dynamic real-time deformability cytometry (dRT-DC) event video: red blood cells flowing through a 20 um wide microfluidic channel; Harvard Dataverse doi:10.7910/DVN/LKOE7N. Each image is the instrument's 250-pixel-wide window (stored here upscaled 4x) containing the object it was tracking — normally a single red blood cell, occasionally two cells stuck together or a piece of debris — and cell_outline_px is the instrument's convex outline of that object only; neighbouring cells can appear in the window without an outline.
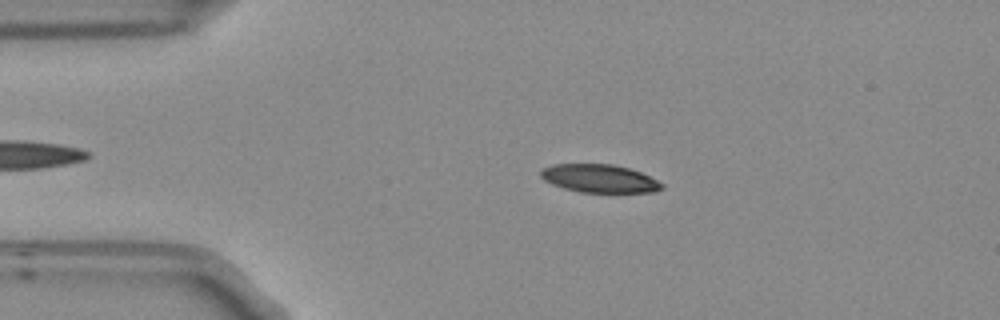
{"species": "Egyptian fruit bat (a non-hibernating species)", "species_latin": "Rousettus aegyptiacus", "temperature_condition": "room temperature", "stored_images_in_passage": 47, "camera_frame_rate_fps": 3000, "um_per_image_px": 0.085, "frame": {"image": 1, "passage_image": 10, "time_ms": 3.0, "image_size_px": [1000, 320], "cell_outline_px": [[664, 188], [656, 192], [580, 192], [564, 188], [552, 184], [544, 180], [540, 176], [540, 172], [544, 168], [552, 164], [612, 164], [628, 168], [640, 172], [664, 184]], "centroid_in_image_um": [50.95, 15.17], "position_along_channel_um": 34.0, "area_um2": 19.77}}
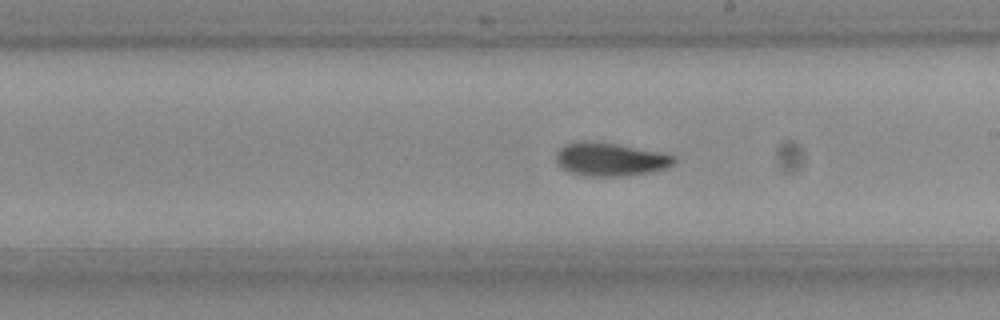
{"frame": {"image": 2, "passage_image": 29, "time_ms": 9.333, "image_size_px": [1000, 320], "cell_outline_px": [[676, 160], [672, 164], [664, 168], [648, 172], [624, 176], [584, 176], [572, 172], [564, 168], [556, 160], [556, 152], [564, 144], [584, 140], [616, 144], [660, 152], [676, 156]], "centroid_in_image_um": [51.86, 13.53], "position_along_channel_um": 237.1, "area_um2": 22.6}}
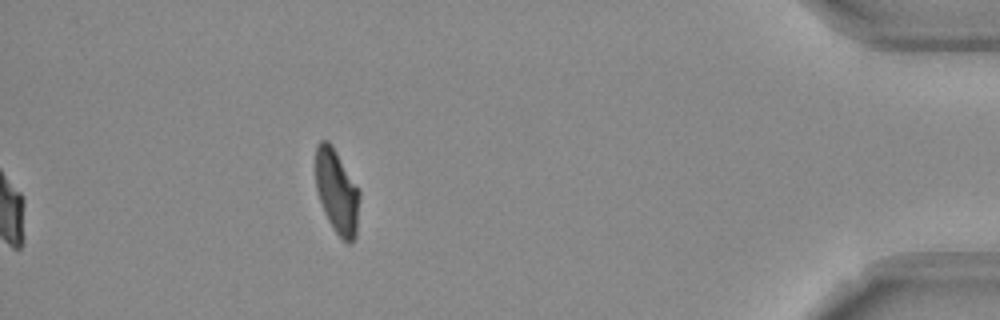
{"frame": {"image": 3, "passage_image": 47, "time_ms": 15.333, "image_size_px": [1000, 320], "cell_outline_px": [[360, 196], [356, 236], [352, 244], [348, 244], [332, 228], [324, 212], [316, 188], [316, 144], [320, 140], [328, 140], [332, 144], [360, 192]], "centroid_in_image_um": [28.64, 16.3], "position_along_channel_um": 406.6, "area_um2": 21.5}, "authors_computed_cell_mechanics": {"area_um2": 22.3108, "velocity_mm_per_s": 3.7586, "shape_relaxation_time_tau1_ms": 3.7708, "shape_relaxation_time_tau2_ms": 4.5448, "deformation_change_tau1": 0.1484, "deformation_change_tau2": 0.0996}}